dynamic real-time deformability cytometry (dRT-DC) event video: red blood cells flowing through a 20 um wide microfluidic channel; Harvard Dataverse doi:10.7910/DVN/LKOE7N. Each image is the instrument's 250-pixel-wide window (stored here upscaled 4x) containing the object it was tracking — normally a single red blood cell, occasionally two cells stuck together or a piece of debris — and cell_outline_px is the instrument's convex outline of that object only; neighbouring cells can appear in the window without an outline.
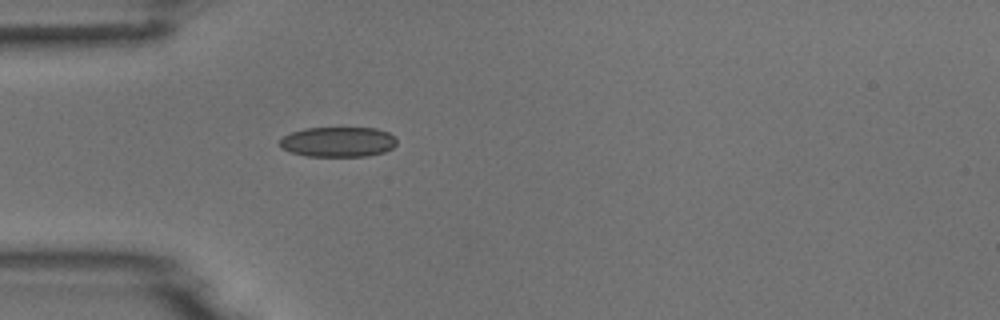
{"species": "common noctule bat (a hibernating species)", "species_latin": "Nyctalus noctula", "temperature_condition": "room temperature", "stored_images_in_passage": 1, "camera_frame_rate_fps": 3000, "um_per_image_px": 0.085, "animal": {"sex": "male", "body_mass_g": 18.8}, "frame": {"image": 1, "passage_image": 1, "time_ms": 0.0, "image_size_px": [1000, 320], "cell_outline_px": [[396, 144], [392, 148], [384, 152], [368, 156], [308, 156], [292, 152], [284, 148], [280, 144], [280, 140], [284, 136], [292, 132], [304, 128], [376, 128], [388, 132], [396, 136]], "centroid_in_image_um": [28.79, 12.05], "position_along_channel_um": 56.2, "area_um2": 20.4}}